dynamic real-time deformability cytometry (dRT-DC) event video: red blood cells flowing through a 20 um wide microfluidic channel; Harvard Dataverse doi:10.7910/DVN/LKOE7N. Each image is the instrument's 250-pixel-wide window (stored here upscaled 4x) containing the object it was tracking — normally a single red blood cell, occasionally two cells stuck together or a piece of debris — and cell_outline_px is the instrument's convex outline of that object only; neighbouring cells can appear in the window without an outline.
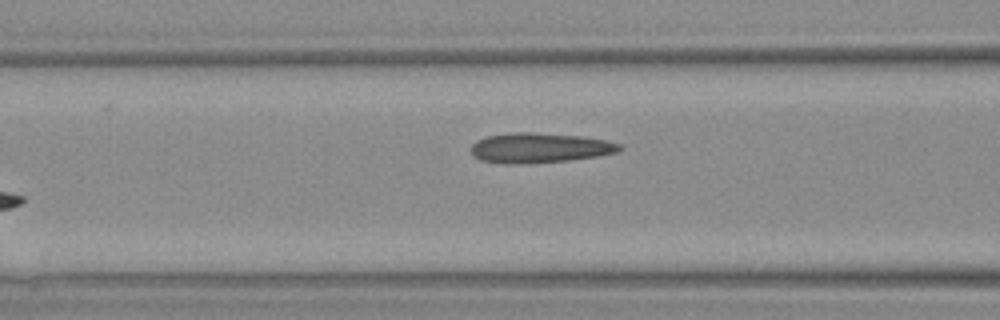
{"species": "Egyptian fruit bat (a non-hibernating species)", "species_latin": "Rousettus aegyptiacus", "temperature_condition": "warm", "stored_images_in_passage": 5, "camera_frame_rate_fps": 3000, "um_per_image_px": 0.085, "animal": {"sex": "female"}, "frame": {"image": 1, "passage_image": 5, "time_ms": 5.0, "image_size_px": [1000, 320], "cell_outline_px": [[624, 148], [620, 152], [572, 160], [524, 164], [500, 164], [480, 160], [472, 156], [472, 144], [476, 140], [488, 136], [512, 132], [528, 132], [580, 136], [604, 140], [620, 144]], "centroid_in_image_um": [45.85, 12.58], "position_along_channel_um": 120.8, "area_um2": 26.13}}